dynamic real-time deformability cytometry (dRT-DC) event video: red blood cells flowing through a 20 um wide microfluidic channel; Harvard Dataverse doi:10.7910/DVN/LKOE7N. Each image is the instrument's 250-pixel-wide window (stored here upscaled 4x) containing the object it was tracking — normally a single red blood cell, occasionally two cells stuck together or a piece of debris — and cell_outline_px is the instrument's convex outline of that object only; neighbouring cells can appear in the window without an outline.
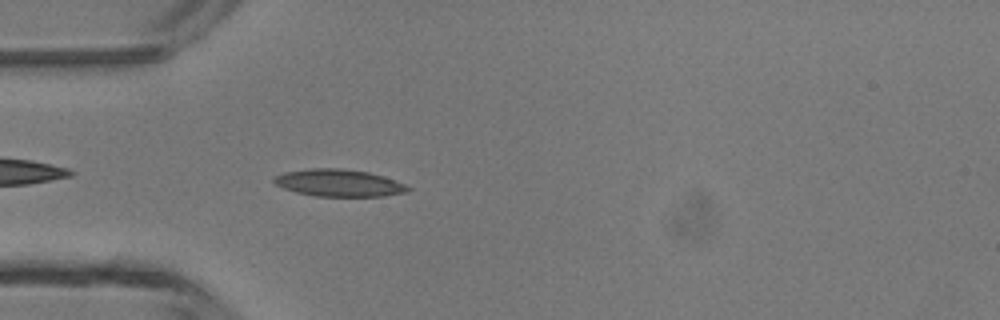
{"species": "common noctule bat (a hibernating species)", "species_latin": "Nyctalus noctula", "temperature_condition": "room temperature", "stored_images_in_passage": 36, "camera_frame_rate_fps": 3000, "um_per_image_px": 0.085, "animal": {"sex": "male", "body_mass_g": 13.3}, "frame": {"image": 1, "passage_image": 3, "time_ms": 0.667, "image_size_px": [1000, 320], "cell_outline_px": [[412, 188], [408, 192], [384, 196], [316, 196], [296, 192], [284, 188], [276, 184], [272, 180], [276, 176], [284, 172], [312, 168], [340, 168], [368, 172], [384, 176], [404, 184]], "centroid_in_image_um": [28.83, 15.55], "position_along_channel_um": 56.2, "area_um2": 21.1}}
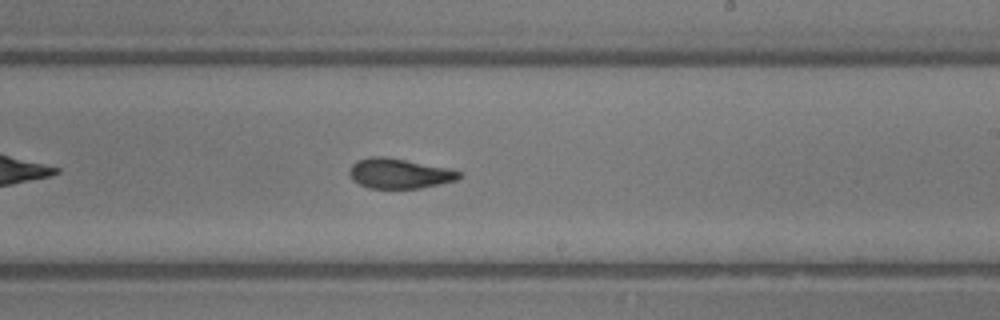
{"frame": {"image": 2, "passage_image": 17, "time_ms": 5.333, "image_size_px": [1000, 320], "cell_outline_px": [[464, 176], [456, 180], [440, 184], [420, 188], [368, 188], [352, 180], [348, 176], [348, 168], [356, 160], [368, 156], [384, 156], [452, 168], [464, 172]], "centroid_in_image_um": [33.95, 14.73], "position_along_channel_um": 255.0, "area_um2": 19.71}}
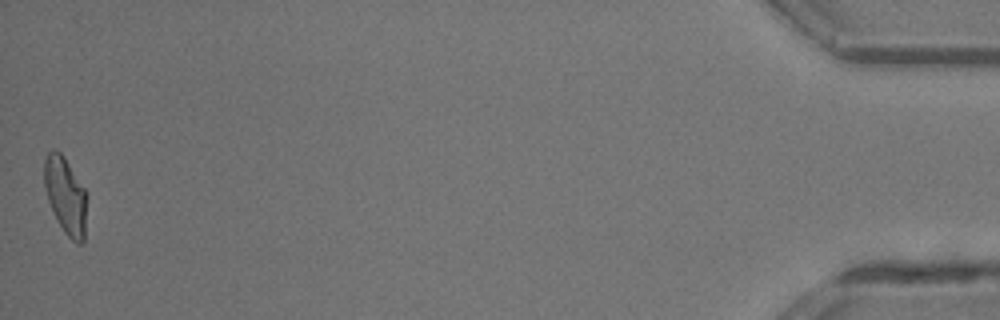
{"frame": {"image": 3, "passage_image": 36, "time_ms": 11.667, "image_size_px": [1000, 320], "cell_outline_px": [[88, 196], [84, 240], [80, 244], [76, 244], [64, 232], [48, 200], [44, 188], [44, 160], [48, 152], [52, 148], [56, 148], [64, 156], [88, 192]], "centroid_in_image_um": [5.6, 16.59], "position_along_channel_um": 429.6, "area_um2": 19.48}, "authors_computed_cell_mechanics": {"area_um2": 19.4208, "velocity_mm_per_s": 4.3555, "shape_relaxation_time_tau1_ms": 7.9219, "shape_relaxation_time_tau2_ms": 1.6719, "deformation_change_tau1": 0.2695, "deformation_change_tau2": 0.0969}}